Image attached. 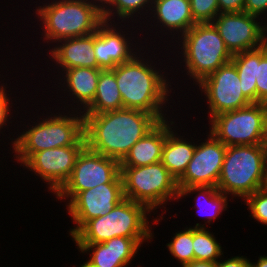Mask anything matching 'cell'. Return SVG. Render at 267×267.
Segmentation results:
<instances>
[{
    "instance_id": "17",
    "label": "cell",
    "mask_w": 267,
    "mask_h": 267,
    "mask_svg": "<svg viewBox=\"0 0 267 267\" xmlns=\"http://www.w3.org/2000/svg\"><path fill=\"white\" fill-rule=\"evenodd\" d=\"M148 17L149 19H146L147 21L144 23L148 27L147 30L152 28L150 33H153V29H161L159 32H154L153 35L154 39L158 35L161 41L165 35L172 36L169 46L196 24L191 14L190 0H154Z\"/></svg>"
},
{
    "instance_id": "2",
    "label": "cell",
    "mask_w": 267,
    "mask_h": 267,
    "mask_svg": "<svg viewBox=\"0 0 267 267\" xmlns=\"http://www.w3.org/2000/svg\"><path fill=\"white\" fill-rule=\"evenodd\" d=\"M83 116L85 146L119 162L160 122L153 114L130 108Z\"/></svg>"
},
{
    "instance_id": "14",
    "label": "cell",
    "mask_w": 267,
    "mask_h": 267,
    "mask_svg": "<svg viewBox=\"0 0 267 267\" xmlns=\"http://www.w3.org/2000/svg\"><path fill=\"white\" fill-rule=\"evenodd\" d=\"M260 19L246 12H230L219 13L211 23L234 55L265 44L263 20Z\"/></svg>"
},
{
    "instance_id": "22",
    "label": "cell",
    "mask_w": 267,
    "mask_h": 267,
    "mask_svg": "<svg viewBox=\"0 0 267 267\" xmlns=\"http://www.w3.org/2000/svg\"><path fill=\"white\" fill-rule=\"evenodd\" d=\"M167 137V119L160 121L138 140L120 162V166H146L162 160V148Z\"/></svg>"
},
{
    "instance_id": "3",
    "label": "cell",
    "mask_w": 267,
    "mask_h": 267,
    "mask_svg": "<svg viewBox=\"0 0 267 267\" xmlns=\"http://www.w3.org/2000/svg\"><path fill=\"white\" fill-rule=\"evenodd\" d=\"M161 212L151 218L152 213L145 205L125 198L108 214L88 220L71 240L75 244H97L114 237H128L143 247L144 242L151 243L154 238L152 225L165 220L163 214L167 211Z\"/></svg>"
},
{
    "instance_id": "7",
    "label": "cell",
    "mask_w": 267,
    "mask_h": 267,
    "mask_svg": "<svg viewBox=\"0 0 267 267\" xmlns=\"http://www.w3.org/2000/svg\"><path fill=\"white\" fill-rule=\"evenodd\" d=\"M216 187L242 201L267 187L264 144L227 146Z\"/></svg>"
},
{
    "instance_id": "32",
    "label": "cell",
    "mask_w": 267,
    "mask_h": 267,
    "mask_svg": "<svg viewBox=\"0 0 267 267\" xmlns=\"http://www.w3.org/2000/svg\"><path fill=\"white\" fill-rule=\"evenodd\" d=\"M12 89H10V91L6 90L1 96H0V133L3 134L2 129L6 128L7 126H10L8 124H12V121H9L10 119L12 120V118H16L14 117L13 111L11 110L13 105V96L10 99V96L12 95L11 92ZM8 92H11L10 94H8ZM10 95V96H9ZM11 100V101H10ZM11 102V103H10ZM10 122V123H9ZM7 124V125H6Z\"/></svg>"
},
{
    "instance_id": "4",
    "label": "cell",
    "mask_w": 267,
    "mask_h": 267,
    "mask_svg": "<svg viewBox=\"0 0 267 267\" xmlns=\"http://www.w3.org/2000/svg\"><path fill=\"white\" fill-rule=\"evenodd\" d=\"M50 112L43 113L41 118L38 115L35 121L33 119L26 125L21 124L25 129H22L20 134L14 136H8L11 140L9 144L12 151L15 162L21 165L34 153L40 152L46 149L65 147L75 145L84 136V116L80 111H68L52 113L51 107ZM71 112V113H70ZM51 113V114H50ZM50 114V116L48 115ZM58 114V115H57ZM46 115V116H44ZM40 117V118H39ZM27 128V129H26ZM18 136V137H17Z\"/></svg>"
},
{
    "instance_id": "24",
    "label": "cell",
    "mask_w": 267,
    "mask_h": 267,
    "mask_svg": "<svg viewBox=\"0 0 267 267\" xmlns=\"http://www.w3.org/2000/svg\"><path fill=\"white\" fill-rule=\"evenodd\" d=\"M123 108L122 97L113 70H102L93 102L82 114H100Z\"/></svg>"
},
{
    "instance_id": "23",
    "label": "cell",
    "mask_w": 267,
    "mask_h": 267,
    "mask_svg": "<svg viewBox=\"0 0 267 267\" xmlns=\"http://www.w3.org/2000/svg\"><path fill=\"white\" fill-rule=\"evenodd\" d=\"M196 195L195 196V206L197 207V213L201 214V216H206L204 219V224L196 223L195 228H208V225H211L215 219L219 218V216H222L223 211H227L229 195L224 194L223 192L219 191L217 187L215 186H190V187H183L179 190V197L178 202L183 198L187 196L190 197V195ZM201 204H200V203ZM203 206V207H202ZM206 206V208H205ZM206 210V211H205ZM209 210V211H208ZM201 212V213H200ZM212 221V222H211Z\"/></svg>"
},
{
    "instance_id": "15",
    "label": "cell",
    "mask_w": 267,
    "mask_h": 267,
    "mask_svg": "<svg viewBox=\"0 0 267 267\" xmlns=\"http://www.w3.org/2000/svg\"><path fill=\"white\" fill-rule=\"evenodd\" d=\"M124 199L123 183H104L79 192L66 205V212L75 223L68 235L72 237L88 220L108 214Z\"/></svg>"
},
{
    "instance_id": "19",
    "label": "cell",
    "mask_w": 267,
    "mask_h": 267,
    "mask_svg": "<svg viewBox=\"0 0 267 267\" xmlns=\"http://www.w3.org/2000/svg\"><path fill=\"white\" fill-rule=\"evenodd\" d=\"M48 49L49 52H46V56L48 55L47 57L52 61L50 66L53 67V72H58L57 78H59V73L61 74L66 69L99 68L94 51V33L82 37L62 39L53 47L49 46ZM54 67L57 72L54 71Z\"/></svg>"
},
{
    "instance_id": "10",
    "label": "cell",
    "mask_w": 267,
    "mask_h": 267,
    "mask_svg": "<svg viewBox=\"0 0 267 267\" xmlns=\"http://www.w3.org/2000/svg\"><path fill=\"white\" fill-rule=\"evenodd\" d=\"M104 183H123L120 162L85 146L76 158L70 177L54 195L67 205L79 192Z\"/></svg>"
},
{
    "instance_id": "1",
    "label": "cell",
    "mask_w": 267,
    "mask_h": 267,
    "mask_svg": "<svg viewBox=\"0 0 267 267\" xmlns=\"http://www.w3.org/2000/svg\"><path fill=\"white\" fill-rule=\"evenodd\" d=\"M147 47L146 45L144 53L141 51L138 52L132 59L118 64L113 71L122 97L123 108L142 110L155 115L162 121L168 119L170 116L172 118V115H167L168 111L170 113L168 104L172 101L175 102L174 99H171V93L174 90V97V88H176V86L172 88L171 85L173 84V82H171L173 74L170 80L168 75L171 73L166 72L165 69L171 72L172 69L175 68L169 65H166V68L162 66L163 61H165L163 59H161V67H158L156 65L158 61H155L157 58L147 55L152 48ZM146 51H148V53ZM167 66L171 67V70H169ZM162 67H164V70L160 69Z\"/></svg>"
},
{
    "instance_id": "13",
    "label": "cell",
    "mask_w": 267,
    "mask_h": 267,
    "mask_svg": "<svg viewBox=\"0 0 267 267\" xmlns=\"http://www.w3.org/2000/svg\"><path fill=\"white\" fill-rule=\"evenodd\" d=\"M85 147L83 136L75 145L46 149L32 154L21 166L34 172L55 194L68 180L79 153Z\"/></svg>"
},
{
    "instance_id": "34",
    "label": "cell",
    "mask_w": 267,
    "mask_h": 267,
    "mask_svg": "<svg viewBox=\"0 0 267 267\" xmlns=\"http://www.w3.org/2000/svg\"><path fill=\"white\" fill-rule=\"evenodd\" d=\"M222 257L216 261V267H250V259L246 256H232L222 261Z\"/></svg>"
},
{
    "instance_id": "40",
    "label": "cell",
    "mask_w": 267,
    "mask_h": 267,
    "mask_svg": "<svg viewBox=\"0 0 267 267\" xmlns=\"http://www.w3.org/2000/svg\"><path fill=\"white\" fill-rule=\"evenodd\" d=\"M263 26H264V41L265 44H267V19L263 20Z\"/></svg>"
},
{
    "instance_id": "38",
    "label": "cell",
    "mask_w": 267,
    "mask_h": 267,
    "mask_svg": "<svg viewBox=\"0 0 267 267\" xmlns=\"http://www.w3.org/2000/svg\"><path fill=\"white\" fill-rule=\"evenodd\" d=\"M250 267H267V256L259 255L256 262H252V260H250Z\"/></svg>"
},
{
    "instance_id": "41",
    "label": "cell",
    "mask_w": 267,
    "mask_h": 267,
    "mask_svg": "<svg viewBox=\"0 0 267 267\" xmlns=\"http://www.w3.org/2000/svg\"><path fill=\"white\" fill-rule=\"evenodd\" d=\"M264 151H265V172H266V178H267V140L264 143Z\"/></svg>"
},
{
    "instance_id": "28",
    "label": "cell",
    "mask_w": 267,
    "mask_h": 267,
    "mask_svg": "<svg viewBox=\"0 0 267 267\" xmlns=\"http://www.w3.org/2000/svg\"><path fill=\"white\" fill-rule=\"evenodd\" d=\"M174 236V237H173ZM171 236L166 244L169 253L177 259L180 267L195 260L193 251V227H185Z\"/></svg>"
},
{
    "instance_id": "26",
    "label": "cell",
    "mask_w": 267,
    "mask_h": 267,
    "mask_svg": "<svg viewBox=\"0 0 267 267\" xmlns=\"http://www.w3.org/2000/svg\"><path fill=\"white\" fill-rule=\"evenodd\" d=\"M231 61L237 69L243 95L256 103V49L236 53Z\"/></svg>"
},
{
    "instance_id": "37",
    "label": "cell",
    "mask_w": 267,
    "mask_h": 267,
    "mask_svg": "<svg viewBox=\"0 0 267 267\" xmlns=\"http://www.w3.org/2000/svg\"><path fill=\"white\" fill-rule=\"evenodd\" d=\"M181 267H216V262L194 260L190 263L182 265Z\"/></svg>"
},
{
    "instance_id": "27",
    "label": "cell",
    "mask_w": 267,
    "mask_h": 267,
    "mask_svg": "<svg viewBox=\"0 0 267 267\" xmlns=\"http://www.w3.org/2000/svg\"><path fill=\"white\" fill-rule=\"evenodd\" d=\"M215 233L208 228L193 227V251L195 260L216 262L224 256Z\"/></svg>"
},
{
    "instance_id": "42",
    "label": "cell",
    "mask_w": 267,
    "mask_h": 267,
    "mask_svg": "<svg viewBox=\"0 0 267 267\" xmlns=\"http://www.w3.org/2000/svg\"><path fill=\"white\" fill-rule=\"evenodd\" d=\"M78 267H95V266H92L88 261H86V262H83V264H81Z\"/></svg>"
},
{
    "instance_id": "35",
    "label": "cell",
    "mask_w": 267,
    "mask_h": 267,
    "mask_svg": "<svg viewBox=\"0 0 267 267\" xmlns=\"http://www.w3.org/2000/svg\"><path fill=\"white\" fill-rule=\"evenodd\" d=\"M245 0H218L219 13L243 12Z\"/></svg>"
},
{
    "instance_id": "16",
    "label": "cell",
    "mask_w": 267,
    "mask_h": 267,
    "mask_svg": "<svg viewBox=\"0 0 267 267\" xmlns=\"http://www.w3.org/2000/svg\"><path fill=\"white\" fill-rule=\"evenodd\" d=\"M206 134L207 139L196 141L193 157L185 173L177 181L179 190L190 186H217L227 146L210 132Z\"/></svg>"
},
{
    "instance_id": "21",
    "label": "cell",
    "mask_w": 267,
    "mask_h": 267,
    "mask_svg": "<svg viewBox=\"0 0 267 267\" xmlns=\"http://www.w3.org/2000/svg\"><path fill=\"white\" fill-rule=\"evenodd\" d=\"M175 122L174 118L167 119V137L162 148L161 162L178 181L185 173L193 157L196 142L191 136V141H189L190 139L184 138V135H179L176 132L179 129L176 126L177 122L176 124Z\"/></svg>"
},
{
    "instance_id": "5",
    "label": "cell",
    "mask_w": 267,
    "mask_h": 267,
    "mask_svg": "<svg viewBox=\"0 0 267 267\" xmlns=\"http://www.w3.org/2000/svg\"><path fill=\"white\" fill-rule=\"evenodd\" d=\"M174 42L176 44L173 43L170 47L174 45L173 49L178 46L174 52L178 53L175 55L179 59L176 64L180 61L179 69L175 72L179 73L183 65L182 73L185 72L188 75L186 78L193 80L191 84L196 86L233 57L212 23H196Z\"/></svg>"
},
{
    "instance_id": "8",
    "label": "cell",
    "mask_w": 267,
    "mask_h": 267,
    "mask_svg": "<svg viewBox=\"0 0 267 267\" xmlns=\"http://www.w3.org/2000/svg\"><path fill=\"white\" fill-rule=\"evenodd\" d=\"M120 170L124 197L145 205L153 215L159 208L166 209L164 205L168 202H178L177 180L161 161L139 167L120 166Z\"/></svg>"
},
{
    "instance_id": "11",
    "label": "cell",
    "mask_w": 267,
    "mask_h": 267,
    "mask_svg": "<svg viewBox=\"0 0 267 267\" xmlns=\"http://www.w3.org/2000/svg\"><path fill=\"white\" fill-rule=\"evenodd\" d=\"M126 24L103 21L98 26L97 31L94 33V51L99 69L113 70L118 64L130 60L138 52L144 51L145 47L141 45L140 37L135 40V34L138 31L133 32L135 30L134 28L138 27V25L136 24L135 27L132 26L133 29L131 30V25ZM124 27L125 29H122Z\"/></svg>"
},
{
    "instance_id": "6",
    "label": "cell",
    "mask_w": 267,
    "mask_h": 267,
    "mask_svg": "<svg viewBox=\"0 0 267 267\" xmlns=\"http://www.w3.org/2000/svg\"><path fill=\"white\" fill-rule=\"evenodd\" d=\"M44 1L47 2H40L43 5L36 4L34 13L41 22L38 24L42 30L40 38L50 46L62 39L93 34L104 21L103 16L86 0Z\"/></svg>"
},
{
    "instance_id": "20",
    "label": "cell",
    "mask_w": 267,
    "mask_h": 267,
    "mask_svg": "<svg viewBox=\"0 0 267 267\" xmlns=\"http://www.w3.org/2000/svg\"><path fill=\"white\" fill-rule=\"evenodd\" d=\"M76 246L80 254L89 255L87 261L95 267H128L141 250V246L128 237H114L103 243Z\"/></svg>"
},
{
    "instance_id": "31",
    "label": "cell",
    "mask_w": 267,
    "mask_h": 267,
    "mask_svg": "<svg viewBox=\"0 0 267 267\" xmlns=\"http://www.w3.org/2000/svg\"><path fill=\"white\" fill-rule=\"evenodd\" d=\"M190 7L196 23H211L219 14L218 0H190Z\"/></svg>"
},
{
    "instance_id": "12",
    "label": "cell",
    "mask_w": 267,
    "mask_h": 267,
    "mask_svg": "<svg viewBox=\"0 0 267 267\" xmlns=\"http://www.w3.org/2000/svg\"><path fill=\"white\" fill-rule=\"evenodd\" d=\"M198 90L206 99L210 120L213 116L241 109L252 104L242 93L235 64L230 61L204 78ZM203 94V95H202Z\"/></svg>"
},
{
    "instance_id": "36",
    "label": "cell",
    "mask_w": 267,
    "mask_h": 267,
    "mask_svg": "<svg viewBox=\"0 0 267 267\" xmlns=\"http://www.w3.org/2000/svg\"><path fill=\"white\" fill-rule=\"evenodd\" d=\"M92 5L101 15H103L113 4L114 0H86Z\"/></svg>"
},
{
    "instance_id": "25",
    "label": "cell",
    "mask_w": 267,
    "mask_h": 267,
    "mask_svg": "<svg viewBox=\"0 0 267 267\" xmlns=\"http://www.w3.org/2000/svg\"><path fill=\"white\" fill-rule=\"evenodd\" d=\"M153 1L154 0H114L111 7L102 15L103 20L108 22H117L118 20V22L121 21V23L130 24L132 21L134 24L139 23L142 25L150 13ZM140 20H143V22L141 23Z\"/></svg>"
},
{
    "instance_id": "29",
    "label": "cell",
    "mask_w": 267,
    "mask_h": 267,
    "mask_svg": "<svg viewBox=\"0 0 267 267\" xmlns=\"http://www.w3.org/2000/svg\"><path fill=\"white\" fill-rule=\"evenodd\" d=\"M256 103L267 104V44L256 49Z\"/></svg>"
},
{
    "instance_id": "9",
    "label": "cell",
    "mask_w": 267,
    "mask_h": 267,
    "mask_svg": "<svg viewBox=\"0 0 267 267\" xmlns=\"http://www.w3.org/2000/svg\"><path fill=\"white\" fill-rule=\"evenodd\" d=\"M209 132L225 146L264 144L267 140V104L247 107L213 116Z\"/></svg>"
},
{
    "instance_id": "39",
    "label": "cell",
    "mask_w": 267,
    "mask_h": 267,
    "mask_svg": "<svg viewBox=\"0 0 267 267\" xmlns=\"http://www.w3.org/2000/svg\"><path fill=\"white\" fill-rule=\"evenodd\" d=\"M3 81H5V80L1 79L0 83L3 82ZM7 86H8L7 83H4V82L0 84V96L6 91V89L9 88V86L8 87Z\"/></svg>"
},
{
    "instance_id": "30",
    "label": "cell",
    "mask_w": 267,
    "mask_h": 267,
    "mask_svg": "<svg viewBox=\"0 0 267 267\" xmlns=\"http://www.w3.org/2000/svg\"><path fill=\"white\" fill-rule=\"evenodd\" d=\"M244 203L250 211L249 217L258 221V224L267 226V187L256 190L248 196Z\"/></svg>"
},
{
    "instance_id": "33",
    "label": "cell",
    "mask_w": 267,
    "mask_h": 267,
    "mask_svg": "<svg viewBox=\"0 0 267 267\" xmlns=\"http://www.w3.org/2000/svg\"><path fill=\"white\" fill-rule=\"evenodd\" d=\"M243 12L266 19L267 0H245Z\"/></svg>"
},
{
    "instance_id": "18",
    "label": "cell",
    "mask_w": 267,
    "mask_h": 267,
    "mask_svg": "<svg viewBox=\"0 0 267 267\" xmlns=\"http://www.w3.org/2000/svg\"><path fill=\"white\" fill-rule=\"evenodd\" d=\"M101 71L102 70L99 68L77 67L66 69L59 74L60 78L57 79L59 80V86H56L61 89L63 88L60 91L64 92V97L68 94L67 96L70 98V100L67 99L68 97H65L66 100L63 101L65 106L62 105L64 109H60V106H58L59 108L56 106L57 110L59 109L60 111H66L68 109L72 111H84L94 100ZM68 101L72 102V104L70 103V105H66V103H69Z\"/></svg>"
}]
</instances>
